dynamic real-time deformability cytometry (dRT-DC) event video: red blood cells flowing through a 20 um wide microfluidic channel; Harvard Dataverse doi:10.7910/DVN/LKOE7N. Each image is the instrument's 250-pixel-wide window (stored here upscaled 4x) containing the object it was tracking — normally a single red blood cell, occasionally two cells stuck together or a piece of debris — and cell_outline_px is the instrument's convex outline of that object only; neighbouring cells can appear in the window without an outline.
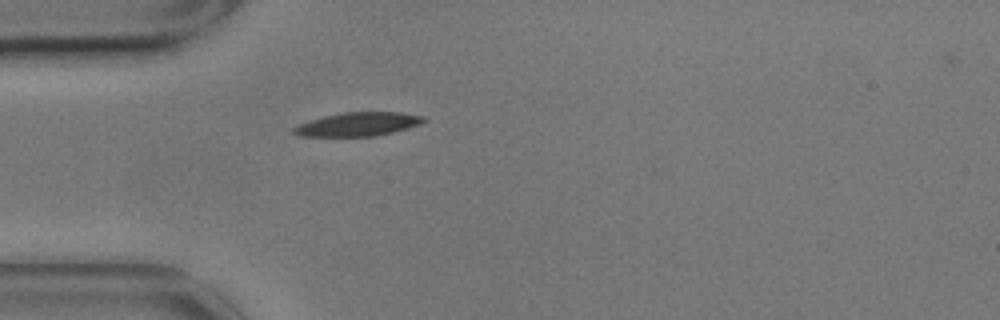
{"species": "common noctule bat (a hibernating species)", "species_latin": "Nyctalus noctula", "temperature_condition": "cold", "stored_images_in_passage": 43, "camera_frame_rate_fps": 3000, "um_per_image_px": 0.085, "animal": {"sex": "male", "body_mass_g": 17.9}, "frame": {"image": 1, "passage_image": 1, "time_ms": 0.0, "image_size_px": [1000, 320], "cell_outline_px": [[428, 120], [420, 124], [408, 128], [376, 136], [300, 136], [292, 132], [292, 128], [308, 120], [324, 116], [344, 112], [400, 112], [424, 116]], "centroid_in_image_um": [30.44, 10.55], "position_along_channel_um": 54.6, "area_um2": 17.98}}
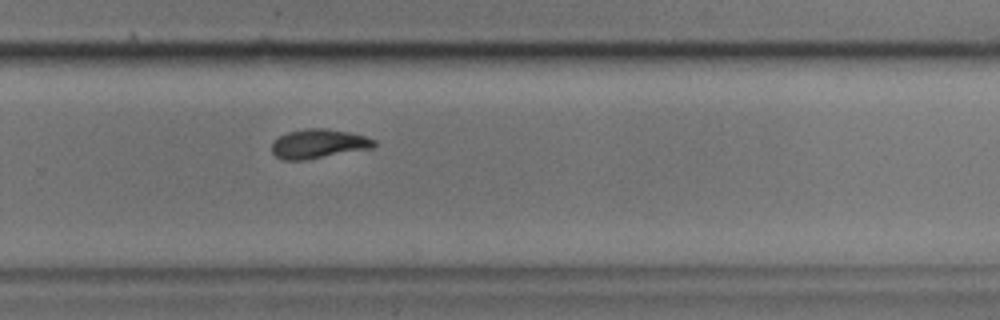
{"frame": {"image": 2, "passage_image": 23, "time_ms": 7.333, "image_size_px": [1000, 320], "cell_outline_px": [[376, 144], [372, 148], [304, 160], [280, 160], [272, 152], [272, 140], [288, 132], [304, 128], [324, 128], [348, 132], [364, 136], [376, 140]], "centroid_in_image_um": [27.04, 12.22], "position_along_channel_um": 302.8, "area_um2": 17.4}}
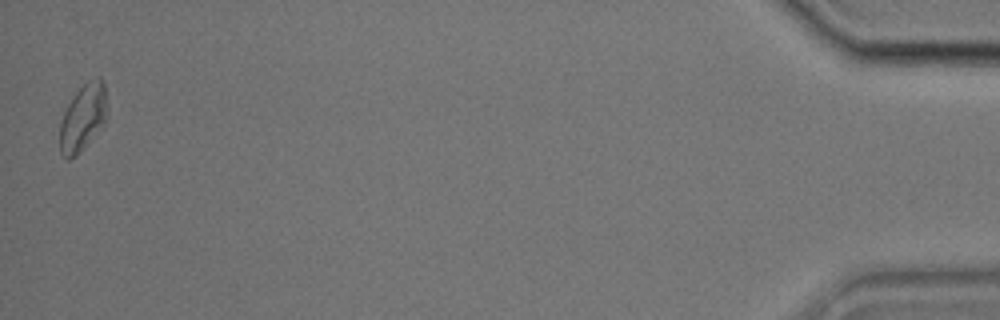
{"frame": {"image": 3, "passage_image": 42, "time_ms": 13.667, "image_size_px": [1000, 320], "cell_outline_px": [[108, 120], [80, 152], [76, 156], [68, 160], [60, 152], [60, 124], [64, 112], [68, 104], [76, 92], [88, 80], [100, 76], [104, 80], [108, 116]], "centroid_in_image_um": [7.09, 9.98], "position_along_channel_um": 428.1, "area_um2": 18.61}, "authors_computed_cell_mechanics": {"area_um2": 17.8602, "velocity_mm_per_s": 3.4475, "shape_relaxation_time_tau1_ms": 4.3434, "shape_relaxation_time_tau2_ms": null, "deformation_change_tau1": 0.1521, "deformation_change_tau2": null}}